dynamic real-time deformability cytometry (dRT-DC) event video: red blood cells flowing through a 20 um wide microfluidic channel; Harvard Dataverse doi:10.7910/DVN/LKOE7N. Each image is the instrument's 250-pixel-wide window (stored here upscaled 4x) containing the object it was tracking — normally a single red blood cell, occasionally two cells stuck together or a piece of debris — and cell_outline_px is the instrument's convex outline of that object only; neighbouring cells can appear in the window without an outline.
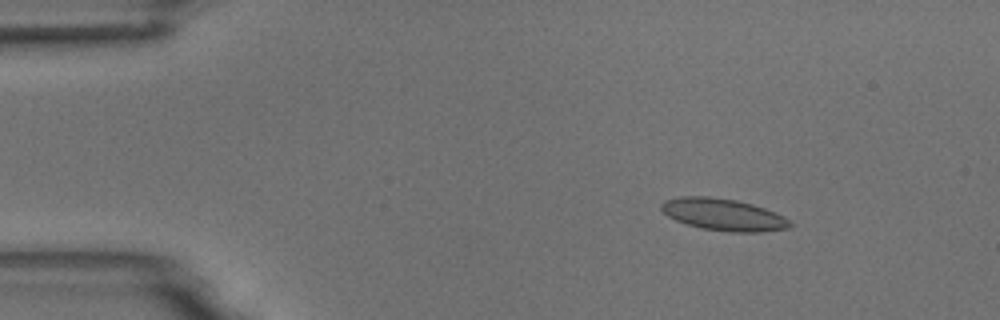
{"species": "common noctule bat (a hibernating species)", "species_latin": "Nyctalus noctula", "temperature_condition": "room temperature", "stored_images_in_passage": 7, "camera_frame_rate_fps": 3000, "um_per_image_px": 0.085, "animal": {"sex": "male", "body_mass_g": 18.8}, "frame": {"image": 1, "passage_image": 3, "time_ms": 2.333, "image_size_px": [1000, 320], "cell_outline_px": [[792, 224], [788, 228], [760, 232], [728, 232], [700, 228], [676, 220], [668, 216], [660, 208], [660, 204], [664, 200], [680, 196], [708, 196], [736, 200], [752, 204], [764, 208], [784, 216]], "centroid_in_image_um": [61.46, 18.23], "position_along_channel_um": 23.5, "area_um2": 23.93}}
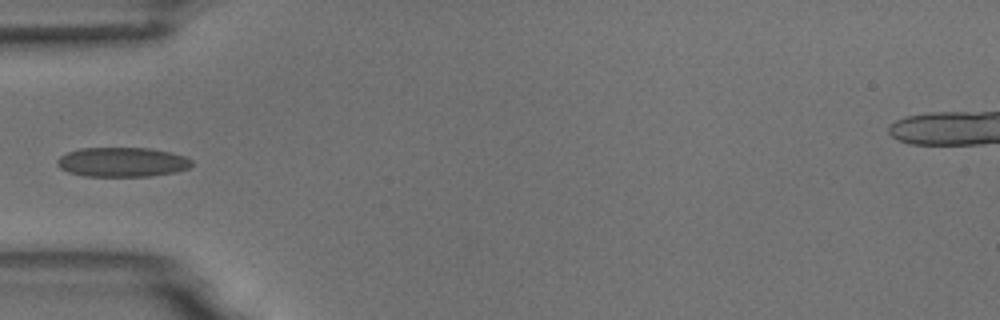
{"frame": {"image": 2, "passage_image": 6, "time_ms": 5.667, "image_size_px": [1000, 320], "cell_outline_px": [[192, 164], [188, 168], [176, 172], [148, 176], [84, 176], [68, 172], [60, 168], [56, 164], [56, 160], [60, 156], [68, 152], [80, 148], [148, 148], [172, 152], [184, 156], [192, 160]], "centroid_in_image_um": [10.37, 13.77], "position_along_channel_um": 74.6, "area_um2": 23.18}}